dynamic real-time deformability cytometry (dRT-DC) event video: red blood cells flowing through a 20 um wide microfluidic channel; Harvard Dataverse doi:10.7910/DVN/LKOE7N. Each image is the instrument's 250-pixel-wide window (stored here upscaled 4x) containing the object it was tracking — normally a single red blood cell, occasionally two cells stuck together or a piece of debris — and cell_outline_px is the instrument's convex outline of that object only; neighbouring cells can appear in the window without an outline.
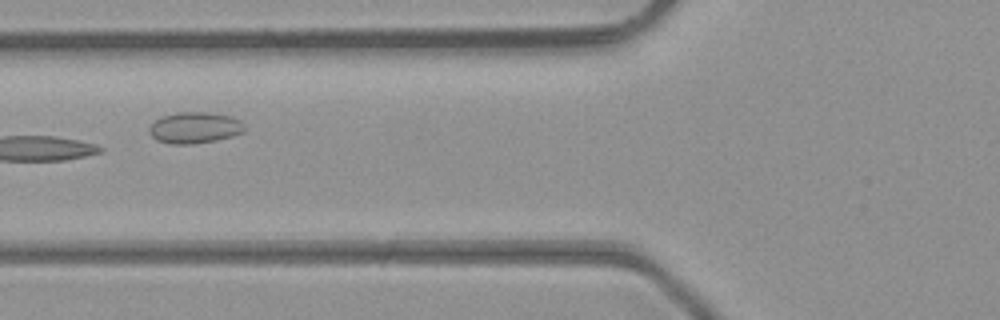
{"species": "common noctule bat (a hibernating species)", "species_latin": "Nyctalus noctula", "temperature_condition": "room temperature", "stored_images_in_passage": 7, "camera_frame_rate_fps": 3000, "um_per_image_px": 0.085, "animal": {"sex": "male", "body_mass_g": 23.1, "forearm_length_mm": 52.7}, "frame": {"image": 1, "passage_image": 6, "time_ms": 1.667, "image_size_px": [1000, 320], "cell_outline_px": [[244, 132], [232, 136], [216, 140], [192, 144], [172, 144], [156, 140], [148, 132], [148, 128], [160, 116], [176, 112], [208, 112], [232, 116], [240, 120], [244, 124]], "centroid_in_image_um": [16.54, 10.85], "position_along_channel_um": 109.3, "area_um2": 17.51}}
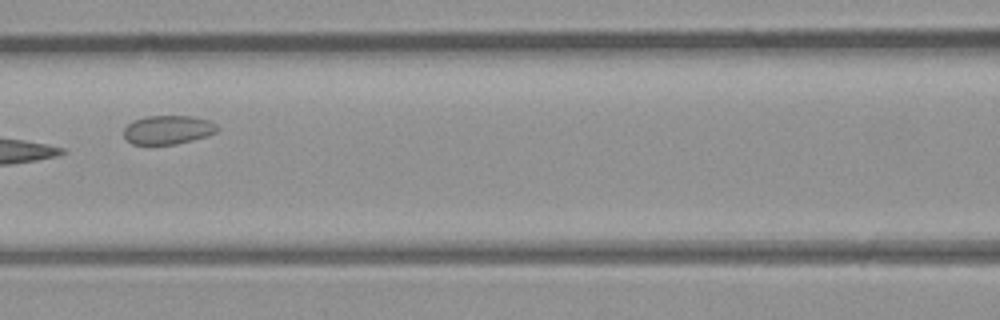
{"frame": {"image": 2, "passage_image": 7, "time_ms": 2.0, "image_size_px": [1000, 320], "cell_outline_px": [[220, 128], [216, 132], [208, 136], [176, 144], [132, 144], [124, 136], [124, 128], [132, 120], [144, 116], [192, 116], [208, 120], [216, 124]], "centroid_in_image_um": [14.28, 11.02], "position_along_channel_um": 152.3, "area_um2": 15.78}}